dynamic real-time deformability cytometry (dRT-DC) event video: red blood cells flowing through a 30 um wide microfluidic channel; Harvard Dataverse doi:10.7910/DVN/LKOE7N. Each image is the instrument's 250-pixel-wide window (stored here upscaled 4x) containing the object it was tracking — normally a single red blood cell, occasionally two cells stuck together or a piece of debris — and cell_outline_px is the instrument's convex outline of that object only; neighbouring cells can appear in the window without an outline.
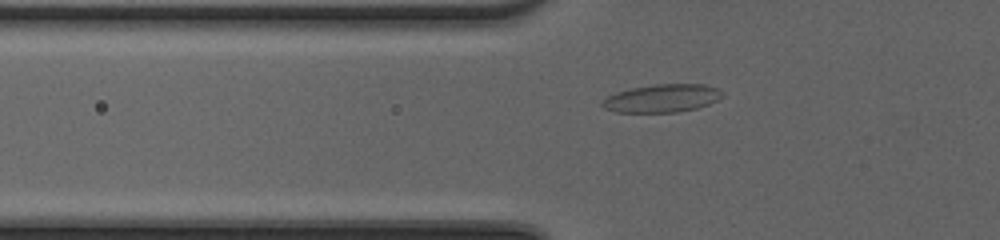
{"species": "common noctule bat (a hibernating species)", "species_latin": "Nyctalus noctula", "temperature_condition": "cold", "stored_images_in_passage": 46, "camera_frame_rate_fps": 3000, "um_per_image_px": 0.085, "animal": {"sex": "female", "body_mass_g": 20.0, "forearm_length_mm": 54.0}, "frame": {"image": 1, "passage_image": 15, "time_ms": 4.667, "image_size_px": [1000, 240], "cell_outline_px": [[724, 96], [708, 104], [696, 108], [676, 112], [616, 112], [604, 108], [600, 104], [608, 96], [616, 92], [632, 88], [656, 84], [704, 84], [716, 88], [724, 92]], "centroid_in_image_um": [56.28, 8.35], "position_along_channel_um": 69.5, "area_um2": 19.48}}
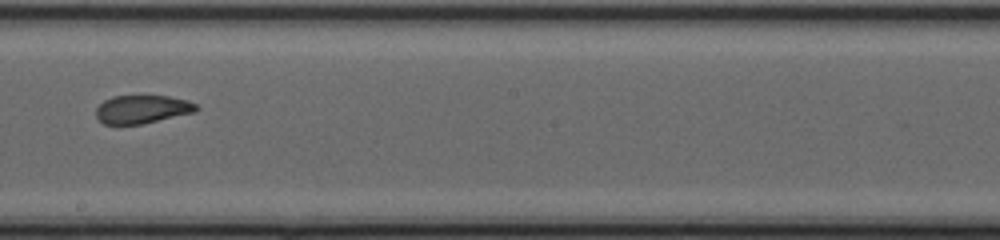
{"frame": {"image": 2, "passage_image": 27, "time_ms": 8.667, "image_size_px": [1000, 240], "cell_outline_px": [[200, 108], [196, 112], [140, 124], [104, 124], [96, 116], [96, 108], [104, 100], [112, 96], [168, 96], [188, 100], [196, 104]], "centroid_in_image_um": [12.1, 9.28], "position_along_channel_um": 236.1, "area_um2": 16.47}}
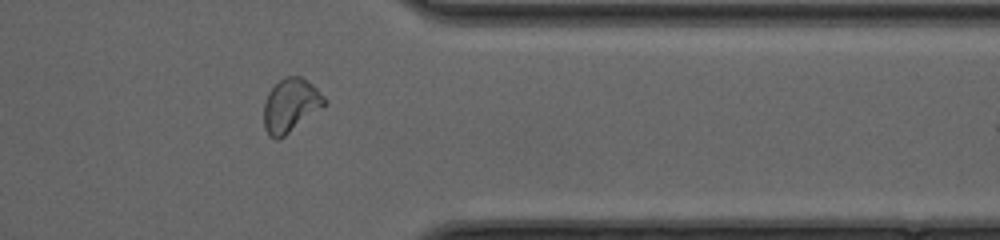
{"frame": {"image": 3, "passage_image": 38, "time_ms": 12.333, "image_size_px": [1000, 240], "cell_outline_px": [[328, 104], [284, 136], [276, 140], [268, 136], [264, 128], [264, 100], [268, 92], [280, 80], [288, 76], [300, 76], [312, 84], [328, 100]], "centroid_in_image_um": [24.71, 8.97], "position_along_channel_um": 386.7, "area_um2": 19.02}, "authors_computed_cell_mechanics": {"area_um2": 18.9295, "velocity_mm_per_s": 4.2313, "shape_relaxation_time_tau1_ms": null, "shape_relaxation_time_tau2_ms": 0.834, "deformation_change_tau1": null, "deformation_change_tau2": 0.0604}}